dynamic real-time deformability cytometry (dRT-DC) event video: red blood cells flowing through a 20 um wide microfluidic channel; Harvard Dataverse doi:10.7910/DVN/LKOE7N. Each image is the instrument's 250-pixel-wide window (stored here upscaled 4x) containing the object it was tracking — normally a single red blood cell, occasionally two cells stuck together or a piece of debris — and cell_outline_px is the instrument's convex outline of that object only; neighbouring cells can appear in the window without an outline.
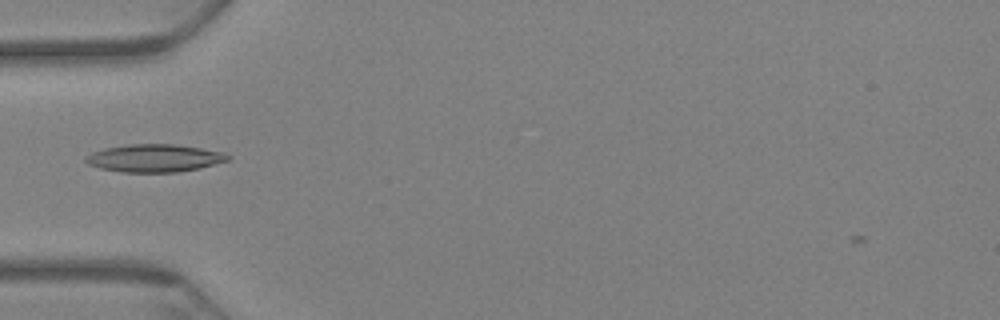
{"species": "Egyptian fruit bat (a non-hibernating species)", "species_latin": "Rousettus aegyptiacus", "temperature_condition": "warm", "stored_images_in_passage": 44, "camera_frame_rate_fps": 3000, "um_per_image_px": 0.085, "animal": {"sex": "female"}, "frame": {"image": 1, "passage_image": 1, "time_ms": 0.0, "image_size_px": [1000, 320], "cell_outline_px": [[232, 156], [228, 160], [200, 168], [176, 172], [120, 172], [100, 168], [88, 164], [84, 160], [84, 156], [92, 152], [104, 148], [128, 144], [176, 144], [224, 152]], "centroid_in_image_um": [13.11, 13.43], "position_along_channel_um": 71.9, "area_um2": 23.06}}
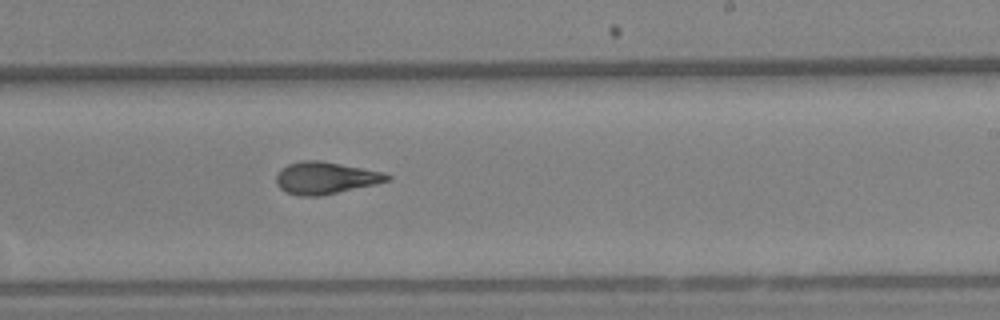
{"frame": {"image": 2, "passage_image": 19, "time_ms": 6.0, "image_size_px": [1000, 320], "cell_outline_px": [[392, 176], [388, 180], [376, 184], [320, 196], [300, 196], [288, 192], [280, 188], [276, 184], [276, 176], [280, 168], [288, 164], [300, 160], [320, 160], [384, 172]], "centroid_in_image_um": [27.64, 15.11], "position_along_channel_um": 261.4, "area_um2": 20.75}}
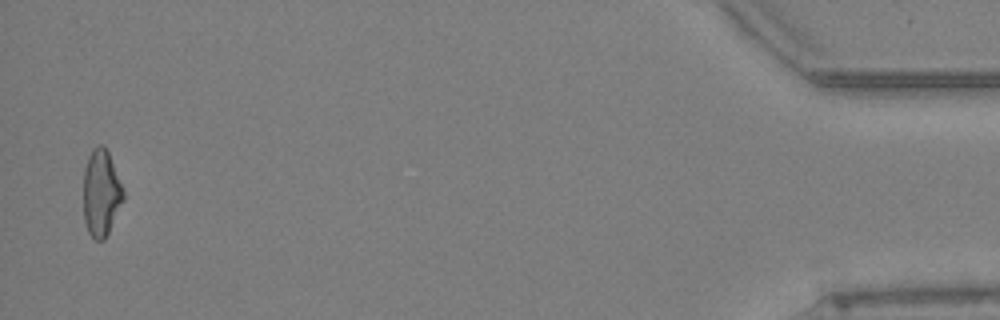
{"frame": {"image": 3, "passage_image": 43, "time_ms": 14.0, "image_size_px": [1000, 320], "cell_outline_px": [[124, 200], [104, 240], [96, 240], [88, 232], [84, 220], [84, 168], [88, 156], [92, 148], [100, 144], [104, 144], [108, 152], [124, 192]], "centroid_in_image_um": [8.59, 16.39], "position_along_channel_um": 426.6, "area_um2": 20.0}}